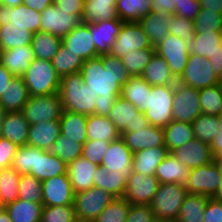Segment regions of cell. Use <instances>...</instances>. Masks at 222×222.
Returning <instances> with one entry per match:
<instances>
[{"instance_id": "33", "label": "cell", "mask_w": 222, "mask_h": 222, "mask_svg": "<svg viewBox=\"0 0 222 222\" xmlns=\"http://www.w3.org/2000/svg\"><path fill=\"white\" fill-rule=\"evenodd\" d=\"M59 122L61 134L65 135V138L76 139V142L82 145L88 140L86 115L63 110Z\"/></svg>"}, {"instance_id": "23", "label": "cell", "mask_w": 222, "mask_h": 222, "mask_svg": "<svg viewBox=\"0 0 222 222\" xmlns=\"http://www.w3.org/2000/svg\"><path fill=\"white\" fill-rule=\"evenodd\" d=\"M98 165L84 157H78L67 165V175L74 193L94 187V174Z\"/></svg>"}, {"instance_id": "2", "label": "cell", "mask_w": 222, "mask_h": 222, "mask_svg": "<svg viewBox=\"0 0 222 222\" xmlns=\"http://www.w3.org/2000/svg\"><path fill=\"white\" fill-rule=\"evenodd\" d=\"M10 167L20 175L31 174L40 181L66 174L67 164L49 151L29 145L18 148Z\"/></svg>"}, {"instance_id": "19", "label": "cell", "mask_w": 222, "mask_h": 222, "mask_svg": "<svg viewBox=\"0 0 222 222\" xmlns=\"http://www.w3.org/2000/svg\"><path fill=\"white\" fill-rule=\"evenodd\" d=\"M171 154L190 169L210 164L215 160L210 145L197 138L175 148Z\"/></svg>"}, {"instance_id": "74", "label": "cell", "mask_w": 222, "mask_h": 222, "mask_svg": "<svg viewBox=\"0 0 222 222\" xmlns=\"http://www.w3.org/2000/svg\"><path fill=\"white\" fill-rule=\"evenodd\" d=\"M215 160L218 163L220 170L222 171V154L218 158H216Z\"/></svg>"}, {"instance_id": "66", "label": "cell", "mask_w": 222, "mask_h": 222, "mask_svg": "<svg viewBox=\"0 0 222 222\" xmlns=\"http://www.w3.org/2000/svg\"><path fill=\"white\" fill-rule=\"evenodd\" d=\"M209 61L212 63L215 75L222 81V49L216 52Z\"/></svg>"}, {"instance_id": "46", "label": "cell", "mask_w": 222, "mask_h": 222, "mask_svg": "<svg viewBox=\"0 0 222 222\" xmlns=\"http://www.w3.org/2000/svg\"><path fill=\"white\" fill-rule=\"evenodd\" d=\"M51 63L59 76L70 75L78 73L84 64V60L79 56L73 54L62 44L56 55L52 58Z\"/></svg>"}, {"instance_id": "8", "label": "cell", "mask_w": 222, "mask_h": 222, "mask_svg": "<svg viewBox=\"0 0 222 222\" xmlns=\"http://www.w3.org/2000/svg\"><path fill=\"white\" fill-rule=\"evenodd\" d=\"M21 113L30 125L41 121L59 120L63 105L59 93L43 96H30Z\"/></svg>"}, {"instance_id": "60", "label": "cell", "mask_w": 222, "mask_h": 222, "mask_svg": "<svg viewBox=\"0 0 222 222\" xmlns=\"http://www.w3.org/2000/svg\"><path fill=\"white\" fill-rule=\"evenodd\" d=\"M203 222H222V201L209 198L204 211Z\"/></svg>"}, {"instance_id": "36", "label": "cell", "mask_w": 222, "mask_h": 222, "mask_svg": "<svg viewBox=\"0 0 222 222\" xmlns=\"http://www.w3.org/2000/svg\"><path fill=\"white\" fill-rule=\"evenodd\" d=\"M111 19H119L116 4H111V1L84 0L82 23L89 25Z\"/></svg>"}, {"instance_id": "47", "label": "cell", "mask_w": 222, "mask_h": 222, "mask_svg": "<svg viewBox=\"0 0 222 222\" xmlns=\"http://www.w3.org/2000/svg\"><path fill=\"white\" fill-rule=\"evenodd\" d=\"M202 113L218 116L222 112V82L199 90Z\"/></svg>"}, {"instance_id": "11", "label": "cell", "mask_w": 222, "mask_h": 222, "mask_svg": "<svg viewBox=\"0 0 222 222\" xmlns=\"http://www.w3.org/2000/svg\"><path fill=\"white\" fill-rule=\"evenodd\" d=\"M201 114L199 90L177 82L173 98V120L192 124Z\"/></svg>"}, {"instance_id": "31", "label": "cell", "mask_w": 222, "mask_h": 222, "mask_svg": "<svg viewBox=\"0 0 222 222\" xmlns=\"http://www.w3.org/2000/svg\"><path fill=\"white\" fill-rule=\"evenodd\" d=\"M30 95L22 77H14L0 98V105L7 113L21 112Z\"/></svg>"}, {"instance_id": "52", "label": "cell", "mask_w": 222, "mask_h": 222, "mask_svg": "<svg viewBox=\"0 0 222 222\" xmlns=\"http://www.w3.org/2000/svg\"><path fill=\"white\" fill-rule=\"evenodd\" d=\"M130 205L124 197L115 198L94 222H126Z\"/></svg>"}, {"instance_id": "43", "label": "cell", "mask_w": 222, "mask_h": 222, "mask_svg": "<svg viewBox=\"0 0 222 222\" xmlns=\"http://www.w3.org/2000/svg\"><path fill=\"white\" fill-rule=\"evenodd\" d=\"M222 49V32L195 33V39L190 45V53L205 58L212 56Z\"/></svg>"}, {"instance_id": "27", "label": "cell", "mask_w": 222, "mask_h": 222, "mask_svg": "<svg viewBox=\"0 0 222 222\" xmlns=\"http://www.w3.org/2000/svg\"><path fill=\"white\" fill-rule=\"evenodd\" d=\"M172 13L162 11L160 13H148L139 20L151 44L155 47L158 43L164 41L169 34Z\"/></svg>"}, {"instance_id": "61", "label": "cell", "mask_w": 222, "mask_h": 222, "mask_svg": "<svg viewBox=\"0 0 222 222\" xmlns=\"http://www.w3.org/2000/svg\"><path fill=\"white\" fill-rule=\"evenodd\" d=\"M54 5L70 14L77 15L81 19L84 0H54Z\"/></svg>"}, {"instance_id": "37", "label": "cell", "mask_w": 222, "mask_h": 222, "mask_svg": "<svg viewBox=\"0 0 222 222\" xmlns=\"http://www.w3.org/2000/svg\"><path fill=\"white\" fill-rule=\"evenodd\" d=\"M165 146L171 153L175 148L181 147L195 139L193 126L190 123L172 120L164 128Z\"/></svg>"}, {"instance_id": "54", "label": "cell", "mask_w": 222, "mask_h": 222, "mask_svg": "<svg viewBox=\"0 0 222 222\" xmlns=\"http://www.w3.org/2000/svg\"><path fill=\"white\" fill-rule=\"evenodd\" d=\"M76 213L73 205L43 206L40 222H74Z\"/></svg>"}, {"instance_id": "21", "label": "cell", "mask_w": 222, "mask_h": 222, "mask_svg": "<svg viewBox=\"0 0 222 222\" xmlns=\"http://www.w3.org/2000/svg\"><path fill=\"white\" fill-rule=\"evenodd\" d=\"M120 133L121 138L133 153L147 148L166 147L164 129L162 127L149 125L144 129H135V132Z\"/></svg>"}, {"instance_id": "67", "label": "cell", "mask_w": 222, "mask_h": 222, "mask_svg": "<svg viewBox=\"0 0 222 222\" xmlns=\"http://www.w3.org/2000/svg\"><path fill=\"white\" fill-rule=\"evenodd\" d=\"M201 8L222 14V0H199Z\"/></svg>"}, {"instance_id": "39", "label": "cell", "mask_w": 222, "mask_h": 222, "mask_svg": "<svg viewBox=\"0 0 222 222\" xmlns=\"http://www.w3.org/2000/svg\"><path fill=\"white\" fill-rule=\"evenodd\" d=\"M12 222H40L43 204L17 199L15 202L6 205Z\"/></svg>"}, {"instance_id": "32", "label": "cell", "mask_w": 222, "mask_h": 222, "mask_svg": "<svg viewBox=\"0 0 222 222\" xmlns=\"http://www.w3.org/2000/svg\"><path fill=\"white\" fill-rule=\"evenodd\" d=\"M141 77L151 86L174 85L177 78L171 72L163 57L154 53Z\"/></svg>"}, {"instance_id": "16", "label": "cell", "mask_w": 222, "mask_h": 222, "mask_svg": "<svg viewBox=\"0 0 222 222\" xmlns=\"http://www.w3.org/2000/svg\"><path fill=\"white\" fill-rule=\"evenodd\" d=\"M159 184L155 175L148 176L133 171L127 179L124 198L130 204L150 205Z\"/></svg>"}, {"instance_id": "57", "label": "cell", "mask_w": 222, "mask_h": 222, "mask_svg": "<svg viewBox=\"0 0 222 222\" xmlns=\"http://www.w3.org/2000/svg\"><path fill=\"white\" fill-rule=\"evenodd\" d=\"M126 222H158L150 205L131 204Z\"/></svg>"}, {"instance_id": "64", "label": "cell", "mask_w": 222, "mask_h": 222, "mask_svg": "<svg viewBox=\"0 0 222 222\" xmlns=\"http://www.w3.org/2000/svg\"><path fill=\"white\" fill-rule=\"evenodd\" d=\"M14 78L9 70L0 63V98L5 93L8 84Z\"/></svg>"}, {"instance_id": "12", "label": "cell", "mask_w": 222, "mask_h": 222, "mask_svg": "<svg viewBox=\"0 0 222 222\" xmlns=\"http://www.w3.org/2000/svg\"><path fill=\"white\" fill-rule=\"evenodd\" d=\"M143 48L154 46L142 26L138 22H124L109 54L122 59L128 52Z\"/></svg>"}, {"instance_id": "20", "label": "cell", "mask_w": 222, "mask_h": 222, "mask_svg": "<svg viewBox=\"0 0 222 222\" xmlns=\"http://www.w3.org/2000/svg\"><path fill=\"white\" fill-rule=\"evenodd\" d=\"M62 44L73 54L84 61L99 56L96 53L91 24L80 23L70 33L62 38Z\"/></svg>"}, {"instance_id": "55", "label": "cell", "mask_w": 222, "mask_h": 222, "mask_svg": "<svg viewBox=\"0 0 222 222\" xmlns=\"http://www.w3.org/2000/svg\"><path fill=\"white\" fill-rule=\"evenodd\" d=\"M195 33V27L192 20L178 16L177 14L171 15L169 34L184 39L190 46L195 39Z\"/></svg>"}, {"instance_id": "22", "label": "cell", "mask_w": 222, "mask_h": 222, "mask_svg": "<svg viewBox=\"0 0 222 222\" xmlns=\"http://www.w3.org/2000/svg\"><path fill=\"white\" fill-rule=\"evenodd\" d=\"M41 12L30 9L24 4L17 7L0 5V26L14 25L26 27L30 32L40 31Z\"/></svg>"}, {"instance_id": "6", "label": "cell", "mask_w": 222, "mask_h": 222, "mask_svg": "<svg viewBox=\"0 0 222 222\" xmlns=\"http://www.w3.org/2000/svg\"><path fill=\"white\" fill-rule=\"evenodd\" d=\"M175 84L152 86L147 92L145 117L149 125L164 128L172 120Z\"/></svg>"}, {"instance_id": "73", "label": "cell", "mask_w": 222, "mask_h": 222, "mask_svg": "<svg viewBox=\"0 0 222 222\" xmlns=\"http://www.w3.org/2000/svg\"><path fill=\"white\" fill-rule=\"evenodd\" d=\"M219 130H222V112L217 116Z\"/></svg>"}, {"instance_id": "44", "label": "cell", "mask_w": 222, "mask_h": 222, "mask_svg": "<svg viewBox=\"0 0 222 222\" xmlns=\"http://www.w3.org/2000/svg\"><path fill=\"white\" fill-rule=\"evenodd\" d=\"M151 0H117L116 9L118 18L122 22H139L151 13Z\"/></svg>"}, {"instance_id": "41", "label": "cell", "mask_w": 222, "mask_h": 222, "mask_svg": "<svg viewBox=\"0 0 222 222\" xmlns=\"http://www.w3.org/2000/svg\"><path fill=\"white\" fill-rule=\"evenodd\" d=\"M61 45V37L41 31L33 33L31 46L35 58L51 61Z\"/></svg>"}, {"instance_id": "70", "label": "cell", "mask_w": 222, "mask_h": 222, "mask_svg": "<svg viewBox=\"0 0 222 222\" xmlns=\"http://www.w3.org/2000/svg\"><path fill=\"white\" fill-rule=\"evenodd\" d=\"M0 222H12L4 207L0 209Z\"/></svg>"}, {"instance_id": "50", "label": "cell", "mask_w": 222, "mask_h": 222, "mask_svg": "<svg viewBox=\"0 0 222 222\" xmlns=\"http://www.w3.org/2000/svg\"><path fill=\"white\" fill-rule=\"evenodd\" d=\"M195 138L210 144L219 134L218 118L202 113L193 122Z\"/></svg>"}, {"instance_id": "40", "label": "cell", "mask_w": 222, "mask_h": 222, "mask_svg": "<svg viewBox=\"0 0 222 222\" xmlns=\"http://www.w3.org/2000/svg\"><path fill=\"white\" fill-rule=\"evenodd\" d=\"M33 33L26 27L14 25L0 26V50L31 45Z\"/></svg>"}, {"instance_id": "13", "label": "cell", "mask_w": 222, "mask_h": 222, "mask_svg": "<svg viewBox=\"0 0 222 222\" xmlns=\"http://www.w3.org/2000/svg\"><path fill=\"white\" fill-rule=\"evenodd\" d=\"M155 53L163 57L173 75L178 79L187 65L190 46L184 39L168 34L166 39L158 43Z\"/></svg>"}, {"instance_id": "18", "label": "cell", "mask_w": 222, "mask_h": 222, "mask_svg": "<svg viewBox=\"0 0 222 222\" xmlns=\"http://www.w3.org/2000/svg\"><path fill=\"white\" fill-rule=\"evenodd\" d=\"M133 152L127 147L124 140L120 137L111 141L104 157L101 161V167L114 173L120 171L122 175L128 179L132 174Z\"/></svg>"}, {"instance_id": "3", "label": "cell", "mask_w": 222, "mask_h": 222, "mask_svg": "<svg viewBox=\"0 0 222 222\" xmlns=\"http://www.w3.org/2000/svg\"><path fill=\"white\" fill-rule=\"evenodd\" d=\"M59 95L63 110L86 116L94 114L97 94L83 82L80 72L61 78Z\"/></svg>"}, {"instance_id": "58", "label": "cell", "mask_w": 222, "mask_h": 222, "mask_svg": "<svg viewBox=\"0 0 222 222\" xmlns=\"http://www.w3.org/2000/svg\"><path fill=\"white\" fill-rule=\"evenodd\" d=\"M200 9L199 0H175V14L178 16L194 21Z\"/></svg>"}, {"instance_id": "34", "label": "cell", "mask_w": 222, "mask_h": 222, "mask_svg": "<svg viewBox=\"0 0 222 222\" xmlns=\"http://www.w3.org/2000/svg\"><path fill=\"white\" fill-rule=\"evenodd\" d=\"M127 186V178L120 171L114 173L106 168L98 166L94 174V187L109 192L115 198L124 197Z\"/></svg>"}, {"instance_id": "35", "label": "cell", "mask_w": 222, "mask_h": 222, "mask_svg": "<svg viewBox=\"0 0 222 222\" xmlns=\"http://www.w3.org/2000/svg\"><path fill=\"white\" fill-rule=\"evenodd\" d=\"M121 137V133L107 116H87L88 140L111 142Z\"/></svg>"}, {"instance_id": "14", "label": "cell", "mask_w": 222, "mask_h": 222, "mask_svg": "<svg viewBox=\"0 0 222 222\" xmlns=\"http://www.w3.org/2000/svg\"><path fill=\"white\" fill-rule=\"evenodd\" d=\"M107 117L119 132H135V129H144L149 126L144 113L121 96L116 98Z\"/></svg>"}, {"instance_id": "9", "label": "cell", "mask_w": 222, "mask_h": 222, "mask_svg": "<svg viewBox=\"0 0 222 222\" xmlns=\"http://www.w3.org/2000/svg\"><path fill=\"white\" fill-rule=\"evenodd\" d=\"M177 82L200 90L222 81L215 75L208 58L190 53L187 65Z\"/></svg>"}, {"instance_id": "62", "label": "cell", "mask_w": 222, "mask_h": 222, "mask_svg": "<svg viewBox=\"0 0 222 222\" xmlns=\"http://www.w3.org/2000/svg\"><path fill=\"white\" fill-rule=\"evenodd\" d=\"M116 98H104L102 96H96V104L94 108V115L108 116L110 109L112 108Z\"/></svg>"}, {"instance_id": "4", "label": "cell", "mask_w": 222, "mask_h": 222, "mask_svg": "<svg viewBox=\"0 0 222 222\" xmlns=\"http://www.w3.org/2000/svg\"><path fill=\"white\" fill-rule=\"evenodd\" d=\"M22 78L30 96L59 93L61 77L49 60L35 58Z\"/></svg>"}, {"instance_id": "65", "label": "cell", "mask_w": 222, "mask_h": 222, "mask_svg": "<svg viewBox=\"0 0 222 222\" xmlns=\"http://www.w3.org/2000/svg\"><path fill=\"white\" fill-rule=\"evenodd\" d=\"M23 4L30 9H33L38 12H42L48 6L54 4V0H23Z\"/></svg>"}, {"instance_id": "25", "label": "cell", "mask_w": 222, "mask_h": 222, "mask_svg": "<svg viewBox=\"0 0 222 222\" xmlns=\"http://www.w3.org/2000/svg\"><path fill=\"white\" fill-rule=\"evenodd\" d=\"M34 59L35 55L31 45L0 50V63L14 77H22Z\"/></svg>"}, {"instance_id": "42", "label": "cell", "mask_w": 222, "mask_h": 222, "mask_svg": "<svg viewBox=\"0 0 222 222\" xmlns=\"http://www.w3.org/2000/svg\"><path fill=\"white\" fill-rule=\"evenodd\" d=\"M209 198L205 195L188 194L182 203L176 222H203Z\"/></svg>"}, {"instance_id": "17", "label": "cell", "mask_w": 222, "mask_h": 222, "mask_svg": "<svg viewBox=\"0 0 222 222\" xmlns=\"http://www.w3.org/2000/svg\"><path fill=\"white\" fill-rule=\"evenodd\" d=\"M43 206L73 205L74 192L67 173L42 181Z\"/></svg>"}, {"instance_id": "1", "label": "cell", "mask_w": 222, "mask_h": 222, "mask_svg": "<svg viewBox=\"0 0 222 222\" xmlns=\"http://www.w3.org/2000/svg\"><path fill=\"white\" fill-rule=\"evenodd\" d=\"M80 73L83 82L99 96L117 98L121 89L130 79V74L123 65L122 59L104 54L84 61Z\"/></svg>"}, {"instance_id": "38", "label": "cell", "mask_w": 222, "mask_h": 222, "mask_svg": "<svg viewBox=\"0 0 222 222\" xmlns=\"http://www.w3.org/2000/svg\"><path fill=\"white\" fill-rule=\"evenodd\" d=\"M151 88L152 86L141 76L130 77L129 81L122 86L121 97L144 113L146 111L147 92Z\"/></svg>"}, {"instance_id": "68", "label": "cell", "mask_w": 222, "mask_h": 222, "mask_svg": "<svg viewBox=\"0 0 222 222\" xmlns=\"http://www.w3.org/2000/svg\"><path fill=\"white\" fill-rule=\"evenodd\" d=\"M209 145L214 158H218L222 154V130H219V134L215 136Z\"/></svg>"}, {"instance_id": "29", "label": "cell", "mask_w": 222, "mask_h": 222, "mask_svg": "<svg viewBox=\"0 0 222 222\" xmlns=\"http://www.w3.org/2000/svg\"><path fill=\"white\" fill-rule=\"evenodd\" d=\"M169 154L167 147L147 148L133 154L132 168L143 175H155L157 166Z\"/></svg>"}, {"instance_id": "5", "label": "cell", "mask_w": 222, "mask_h": 222, "mask_svg": "<svg viewBox=\"0 0 222 222\" xmlns=\"http://www.w3.org/2000/svg\"><path fill=\"white\" fill-rule=\"evenodd\" d=\"M183 184H159L150 207L158 222H175L179 216L183 201L188 195Z\"/></svg>"}, {"instance_id": "7", "label": "cell", "mask_w": 222, "mask_h": 222, "mask_svg": "<svg viewBox=\"0 0 222 222\" xmlns=\"http://www.w3.org/2000/svg\"><path fill=\"white\" fill-rule=\"evenodd\" d=\"M114 199L115 197L109 192L96 187L74 193L73 207L77 220L81 222H94Z\"/></svg>"}, {"instance_id": "28", "label": "cell", "mask_w": 222, "mask_h": 222, "mask_svg": "<svg viewBox=\"0 0 222 222\" xmlns=\"http://www.w3.org/2000/svg\"><path fill=\"white\" fill-rule=\"evenodd\" d=\"M29 125L21 112L7 113L0 137L10 140L18 147L26 146Z\"/></svg>"}, {"instance_id": "63", "label": "cell", "mask_w": 222, "mask_h": 222, "mask_svg": "<svg viewBox=\"0 0 222 222\" xmlns=\"http://www.w3.org/2000/svg\"><path fill=\"white\" fill-rule=\"evenodd\" d=\"M151 13L168 11L175 14V0H151Z\"/></svg>"}, {"instance_id": "15", "label": "cell", "mask_w": 222, "mask_h": 222, "mask_svg": "<svg viewBox=\"0 0 222 222\" xmlns=\"http://www.w3.org/2000/svg\"><path fill=\"white\" fill-rule=\"evenodd\" d=\"M81 23L77 15L61 10L54 4L41 12L40 31L63 38Z\"/></svg>"}, {"instance_id": "10", "label": "cell", "mask_w": 222, "mask_h": 222, "mask_svg": "<svg viewBox=\"0 0 222 222\" xmlns=\"http://www.w3.org/2000/svg\"><path fill=\"white\" fill-rule=\"evenodd\" d=\"M221 170L216 162L193 168L184 184L189 194L205 195L213 198L219 187Z\"/></svg>"}, {"instance_id": "71", "label": "cell", "mask_w": 222, "mask_h": 222, "mask_svg": "<svg viewBox=\"0 0 222 222\" xmlns=\"http://www.w3.org/2000/svg\"><path fill=\"white\" fill-rule=\"evenodd\" d=\"M219 183H220L219 187H218V189L216 191V194L213 198L216 199V200L222 201V171H221V179H220Z\"/></svg>"}, {"instance_id": "49", "label": "cell", "mask_w": 222, "mask_h": 222, "mask_svg": "<svg viewBox=\"0 0 222 222\" xmlns=\"http://www.w3.org/2000/svg\"><path fill=\"white\" fill-rule=\"evenodd\" d=\"M154 53L155 48L132 50L122 58V62L131 77L141 76Z\"/></svg>"}, {"instance_id": "69", "label": "cell", "mask_w": 222, "mask_h": 222, "mask_svg": "<svg viewBox=\"0 0 222 222\" xmlns=\"http://www.w3.org/2000/svg\"><path fill=\"white\" fill-rule=\"evenodd\" d=\"M23 4V0H0V5L17 7Z\"/></svg>"}, {"instance_id": "45", "label": "cell", "mask_w": 222, "mask_h": 222, "mask_svg": "<svg viewBox=\"0 0 222 222\" xmlns=\"http://www.w3.org/2000/svg\"><path fill=\"white\" fill-rule=\"evenodd\" d=\"M20 177L21 175L12 167L0 170V204L2 207L19 198Z\"/></svg>"}, {"instance_id": "26", "label": "cell", "mask_w": 222, "mask_h": 222, "mask_svg": "<svg viewBox=\"0 0 222 222\" xmlns=\"http://www.w3.org/2000/svg\"><path fill=\"white\" fill-rule=\"evenodd\" d=\"M61 133L59 120L29 125L27 145L49 151Z\"/></svg>"}, {"instance_id": "56", "label": "cell", "mask_w": 222, "mask_h": 222, "mask_svg": "<svg viewBox=\"0 0 222 222\" xmlns=\"http://www.w3.org/2000/svg\"><path fill=\"white\" fill-rule=\"evenodd\" d=\"M109 144L110 142L102 140H87L82 146L81 156L100 166Z\"/></svg>"}, {"instance_id": "53", "label": "cell", "mask_w": 222, "mask_h": 222, "mask_svg": "<svg viewBox=\"0 0 222 222\" xmlns=\"http://www.w3.org/2000/svg\"><path fill=\"white\" fill-rule=\"evenodd\" d=\"M195 32H222V14L215 11L200 9L193 21Z\"/></svg>"}, {"instance_id": "51", "label": "cell", "mask_w": 222, "mask_h": 222, "mask_svg": "<svg viewBox=\"0 0 222 222\" xmlns=\"http://www.w3.org/2000/svg\"><path fill=\"white\" fill-rule=\"evenodd\" d=\"M42 181L31 174H23L20 177L18 197L24 201L42 203Z\"/></svg>"}, {"instance_id": "75", "label": "cell", "mask_w": 222, "mask_h": 222, "mask_svg": "<svg viewBox=\"0 0 222 222\" xmlns=\"http://www.w3.org/2000/svg\"><path fill=\"white\" fill-rule=\"evenodd\" d=\"M103 1H111V4H116L117 0H103Z\"/></svg>"}, {"instance_id": "72", "label": "cell", "mask_w": 222, "mask_h": 222, "mask_svg": "<svg viewBox=\"0 0 222 222\" xmlns=\"http://www.w3.org/2000/svg\"><path fill=\"white\" fill-rule=\"evenodd\" d=\"M7 112L5 111V109L0 105V135L2 132V126H3V122L4 119L6 117Z\"/></svg>"}, {"instance_id": "30", "label": "cell", "mask_w": 222, "mask_h": 222, "mask_svg": "<svg viewBox=\"0 0 222 222\" xmlns=\"http://www.w3.org/2000/svg\"><path fill=\"white\" fill-rule=\"evenodd\" d=\"M191 169L185 164H181L170 152L157 166L155 176L159 183L185 184Z\"/></svg>"}, {"instance_id": "24", "label": "cell", "mask_w": 222, "mask_h": 222, "mask_svg": "<svg viewBox=\"0 0 222 222\" xmlns=\"http://www.w3.org/2000/svg\"><path fill=\"white\" fill-rule=\"evenodd\" d=\"M123 23L120 19H111L91 24V35L93 36L96 53L99 56L110 53Z\"/></svg>"}, {"instance_id": "59", "label": "cell", "mask_w": 222, "mask_h": 222, "mask_svg": "<svg viewBox=\"0 0 222 222\" xmlns=\"http://www.w3.org/2000/svg\"><path fill=\"white\" fill-rule=\"evenodd\" d=\"M18 148L10 140L0 137V170L10 167Z\"/></svg>"}, {"instance_id": "48", "label": "cell", "mask_w": 222, "mask_h": 222, "mask_svg": "<svg viewBox=\"0 0 222 222\" xmlns=\"http://www.w3.org/2000/svg\"><path fill=\"white\" fill-rule=\"evenodd\" d=\"M82 144L76 142V139L65 138L60 133L59 137L50 147L49 152L59 157L67 165L82 155Z\"/></svg>"}]
</instances>
